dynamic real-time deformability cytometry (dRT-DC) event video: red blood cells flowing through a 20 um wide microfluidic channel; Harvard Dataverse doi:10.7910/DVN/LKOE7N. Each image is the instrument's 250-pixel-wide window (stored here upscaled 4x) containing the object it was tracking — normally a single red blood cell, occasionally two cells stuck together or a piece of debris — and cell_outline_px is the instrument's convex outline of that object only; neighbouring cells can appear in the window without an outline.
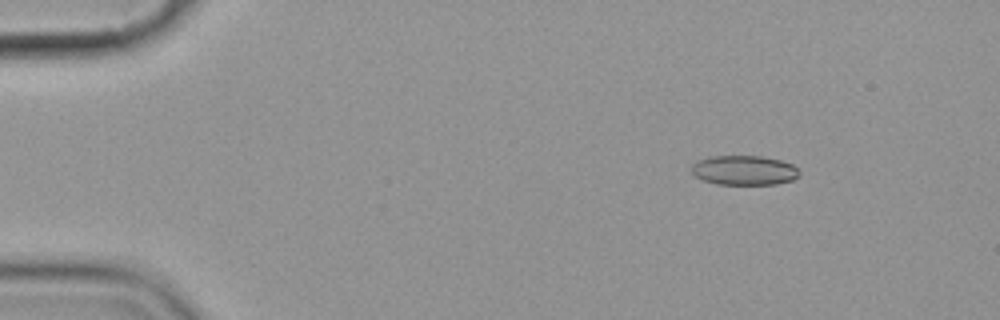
{"species": "common noctule bat (a hibernating species)", "species_latin": "Nyctalus noctula", "temperature_condition": "cold", "stored_images_in_passage": 3, "camera_frame_rate_fps": 3000, "um_per_image_px": 0.085, "animal": {"sex": "female", "body_mass_g": 19.9}, "frame": {"image": 1, "passage_image": 1, "time_ms": 0.0, "image_size_px": [1000, 320], "cell_outline_px": [[800, 176], [792, 180], [776, 184], [716, 184], [704, 180], [696, 176], [692, 172], [692, 164], [696, 160], [708, 156], [760, 156], [780, 160], [792, 164], [800, 172]], "centroid_in_image_um": [63.24, 14.47], "position_along_channel_um": 21.8, "area_um2": 18.61}}